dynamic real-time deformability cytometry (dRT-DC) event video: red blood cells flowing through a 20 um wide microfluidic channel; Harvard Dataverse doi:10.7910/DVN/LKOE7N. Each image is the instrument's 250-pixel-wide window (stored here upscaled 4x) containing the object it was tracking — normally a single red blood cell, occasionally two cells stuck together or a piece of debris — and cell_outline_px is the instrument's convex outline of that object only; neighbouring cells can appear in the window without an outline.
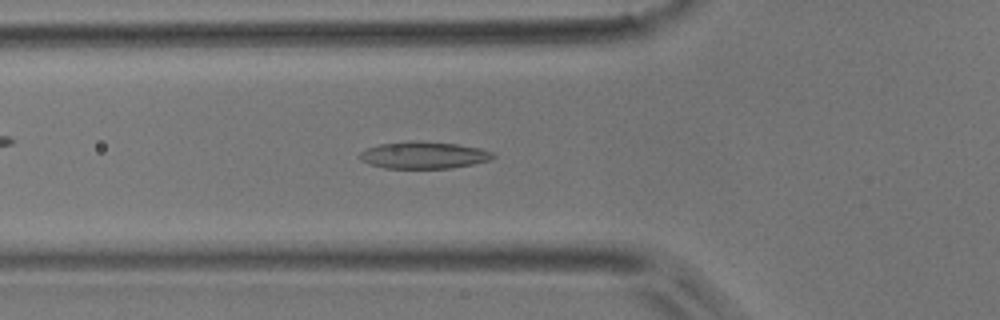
{"species": "common noctule bat (a hibernating species)", "species_latin": "Nyctalus noctula", "temperature_condition": "room temperature", "stored_images_in_passage": 49, "camera_frame_rate_fps": 3000, "um_per_image_px": 0.085, "animal": {"sex": "male", "body_mass_g": 17.9}, "frame": {"image": 1, "passage_image": 16, "time_ms": 5.0, "image_size_px": [1000, 320], "cell_outline_px": [[496, 156], [492, 160], [452, 168], [384, 168], [368, 164], [360, 160], [360, 152], [368, 148], [380, 144], [408, 140], [420, 140], [456, 144], [480, 148], [492, 152]], "centroid_in_image_um": [36.02, 13.18], "position_along_channel_um": 89.8, "area_um2": 21.15}}
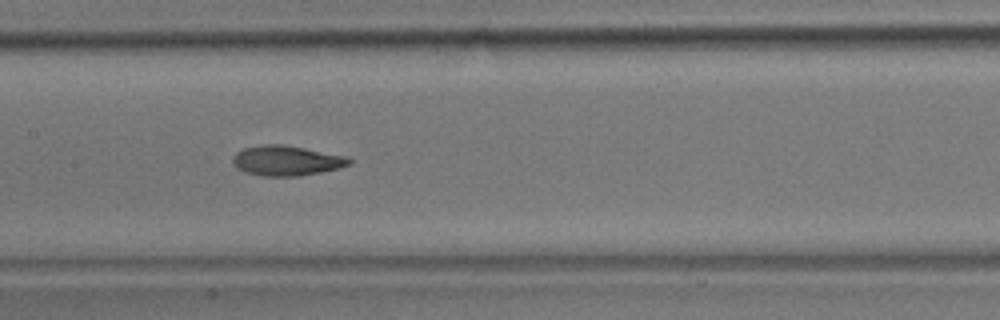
{"frame": {"image": 2, "passage_image": 23, "time_ms": 7.333, "image_size_px": [1000, 320], "cell_outline_px": [[352, 164], [340, 168], [300, 176], [260, 176], [244, 172], [236, 168], [232, 160], [236, 152], [244, 148], [260, 144], [284, 144], [348, 156], [352, 160]], "centroid_in_image_um": [24.37, 13.65], "position_along_channel_um": 183.0, "area_um2": 20.69}}
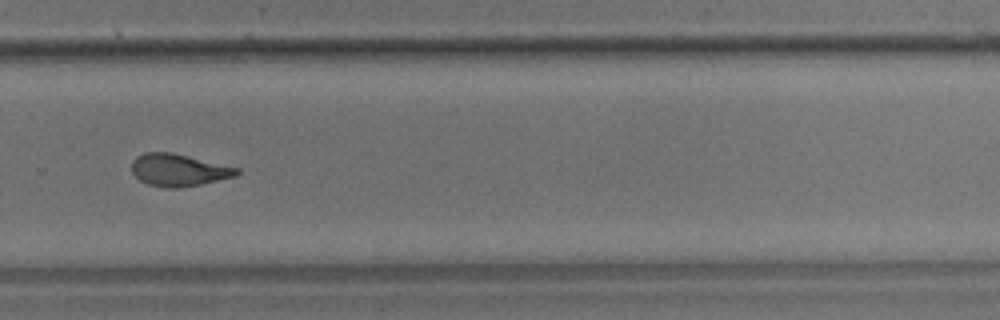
{"frame": {"image": 3, "passage_image": 33, "time_ms": 10.667, "image_size_px": [1000, 320], "cell_outline_px": [[240, 172], [236, 176], [200, 184], [180, 188], [168, 188], [148, 184], [140, 180], [132, 172], [132, 160], [136, 156], [144, 152], [172, 152], [240, 168]], "centroid_in_image_um": [15.18, 14.44], "position_along_channel_um": 314.6, "area_um2": 19.77}, "authors_computed_cell_mechanics": {"area_um2": 20.0566, "velocity_mm_per_s": 3.9676, "shape_relaxation_time_tau1_ms": 5.7632, "shape_relaxation_time_tau2_ms": 2.3142, "deformation_change_tau1": 0.1807, "deformation_change_tau2": 0.0909}}